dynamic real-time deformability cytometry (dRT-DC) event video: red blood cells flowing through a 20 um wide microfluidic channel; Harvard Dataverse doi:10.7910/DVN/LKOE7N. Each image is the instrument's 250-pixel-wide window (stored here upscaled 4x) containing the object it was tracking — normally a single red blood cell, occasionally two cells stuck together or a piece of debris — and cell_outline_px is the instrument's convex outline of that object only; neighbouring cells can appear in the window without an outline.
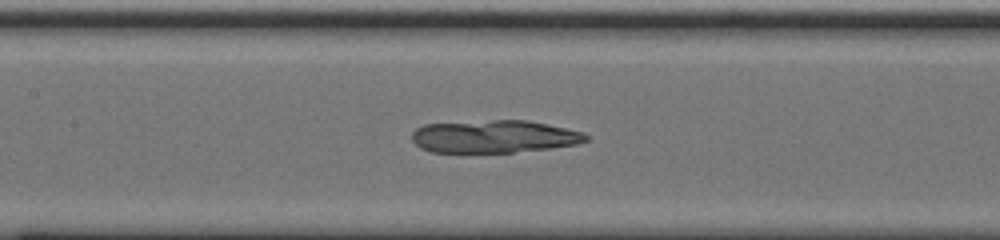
{"species": "common noctule bat (a hibernating species)", "species_latin": "Nyctalus noctula", "temperature_condition": "cold", "stored_images_in_passage": 53, "camera_frame_rate_fps": 3000, "um_per_image_px": 0.085, "animal": {"sex": "male", "body_mass_g": 20.0, "forearm_length_mm": 53.3}, "frame": {"image": 1, "passage_image": 23, "time_ms": 7.333, "image_size_px": [1000, 240], "cell_outline_px": [[588, 140], [576, 144], [548, 148], [512, 152], [432, 152], [420, 148], [412, 140], [412, 132], [416, 128], [424, 124], [496, 120], [528, 120], [584, 132], [588, 136]], "centroid_in_image_um": [41.98, 11.6], "position_along_channel_um": 165.4, "area_um2": 32.95}}
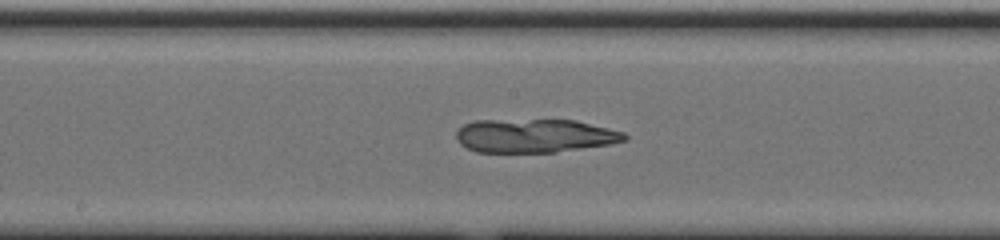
{"frame": {"image": 2, "passage_image": 26, "time_ms": 8.333, "image_size_px": [1000, 240], "cell_outline_px": [[628, 140], [608, 144], [556, 152], [476, 152], [460, 144], [456, 140], [456, 132], [464, 124], [476, 120], [576, 120], [624, 132], [628, 136]], "centroid_in_image_um": [45.44, 11.54], "position_along_channel_um": 202.8, "area_um2": 32.95}}